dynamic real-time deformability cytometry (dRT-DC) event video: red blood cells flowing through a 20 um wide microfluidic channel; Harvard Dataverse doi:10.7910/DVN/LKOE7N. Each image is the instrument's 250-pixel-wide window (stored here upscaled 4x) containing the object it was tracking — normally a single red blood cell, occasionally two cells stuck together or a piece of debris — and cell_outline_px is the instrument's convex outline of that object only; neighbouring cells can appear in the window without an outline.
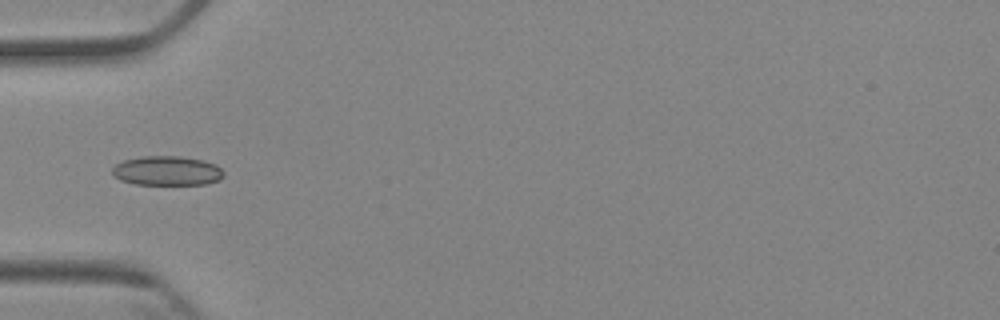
{"species": "Egyptian fruit bat (a non-hibernating species)", "species_latin": "Rousettus aegyptiacus", "temperature_condition": "cold", "stored_images_in_passage": 6, "camera_frame_rate_fps": 3000, "um_per_image_px": 0.085, "animal": {"sex": "female"}, "frame": {"image": 1, "passage_image": 3, "time_ms": 2.333, "image_size_px": [1000, 320], "cell_outline_px": [[224, 176], [220, 180], [208, 184], [136, 184], [120, 180], [112, 176], [112, 168], [116, 164], [124, 160], [140, 156], [180, 156], [204, 160], [216, 164], [224, 172]], "centroid_in_image_um": [14.21, 14.51], "position_along_channel_um": 70.8, "area_um2": 19.31}}
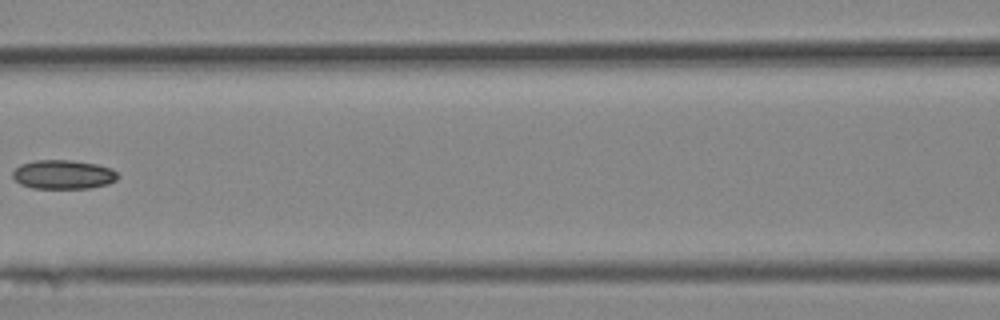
{"frame": {"image": 2, "passage_image": 5, "time_ms": 4.667, "image_size_px": [1000, 320], "cell_outline_px": [[120, 176], [116, 180], [108, 184], [88, 188], [32, 188], [20, 184], [12, 176], [12, 172], [20, 164], [36, 160], [72, 160], [96, 164], [112, 168]], "centroid_in_image_um": [5.38, 14.83], "position_along_channel_um": 161.2, "area_um2": 17.86}}
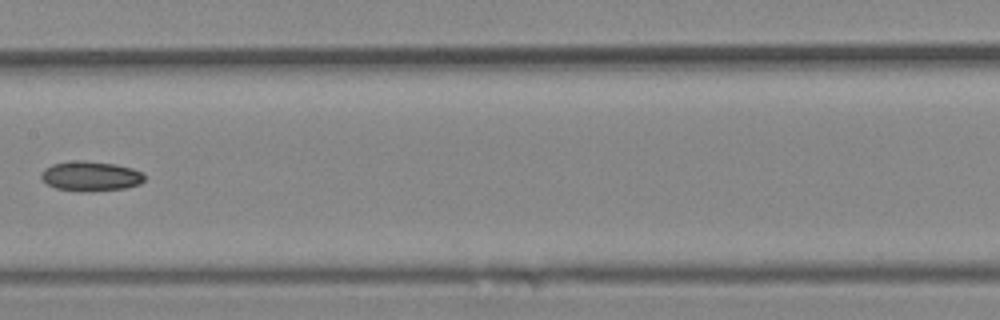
{"frame": {"image": 3, "passage_image": 6, "time_ms": 5.667, "image_size_px": [1000, 320], "cell_outline_px": [[144, 180], [140, 184], [124, 188], [56, 188], [48, 184], [40, 176], [40, 172], [44, 168], [52, 164], [72, 160], [84, 160], [116, 164], [132, 168], [140, 172], [144, 176]], "centroid_in_image_um": [7.69, 14.89], "position_along_channel_um": 199.7, "area_um2": 16.99}}